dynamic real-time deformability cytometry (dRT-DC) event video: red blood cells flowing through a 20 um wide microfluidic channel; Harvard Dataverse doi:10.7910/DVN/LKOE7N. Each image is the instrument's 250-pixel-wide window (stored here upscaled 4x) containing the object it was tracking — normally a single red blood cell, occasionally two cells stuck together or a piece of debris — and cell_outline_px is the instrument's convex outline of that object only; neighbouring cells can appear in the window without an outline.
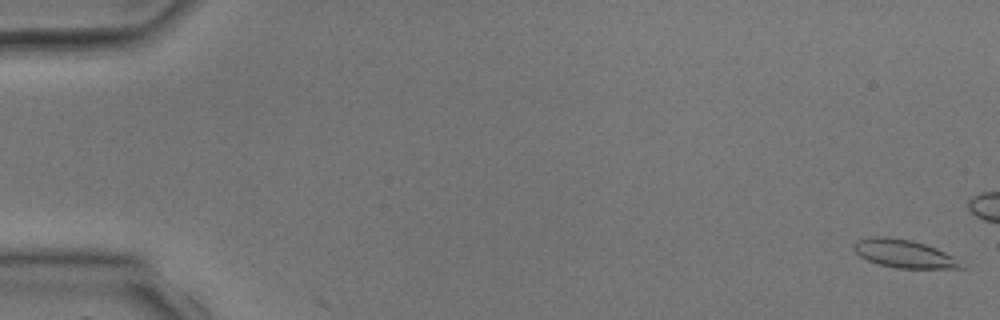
{"species": "common noctule bat (a hibernating species)", "species_latin": "Nyctalus noctula", "temperature_condition": "room temperature", "stored_images_in_passage": 5, "camera_frame_rate_fps": 3000, "um_per_image_px": 0.085, "animal": {"sex": "male", "body_mass_g": 17.9, "forearm_length_mm": 54.2}, "frame": {"image": 1, "passage_image": 1, "time_ms": 0.0, "image_size_px": [1000, 320], "cell_outline_px": [[964, 268], [896, 268], [880, 264], [868, 260], [860, 256], [856, 252], [856, 240], [872, 236], [884, 236], [912, 240], [936, 248], [952, 256]], "centroid_in_image_um": [76.81, 21.55], "position_along_channel_um": 8.2, "area_um2": 17.11}}